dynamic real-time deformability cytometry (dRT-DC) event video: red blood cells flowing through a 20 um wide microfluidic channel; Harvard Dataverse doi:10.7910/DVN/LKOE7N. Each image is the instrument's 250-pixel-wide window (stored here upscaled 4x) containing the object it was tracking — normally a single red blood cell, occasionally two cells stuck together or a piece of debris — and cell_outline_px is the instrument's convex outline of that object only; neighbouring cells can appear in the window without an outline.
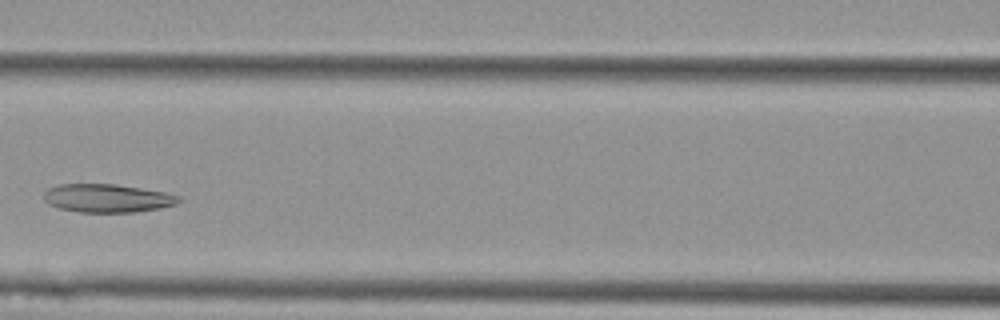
{"species": "Egyptian fruit bat (a non-hibernating species)", "species_latin": "Rousettus aegyptiacus", "temperature_condition": "cold", "stored_images_in_passage": 6, "camera_frame_rate_fps": 3000, "um_per_image_px": 0.085, "animal": {"sex": "female"}, "frame": {"image": 1, "passage_image": 4, "time_ms": 1.0, "image_size_px": [1000, 320], "cell_outline_px": [[184, 200], [176, 204], [160, 208], [136, 212], [80, 212], [56, 208], [48, 204], [44, 200], [44, 192], [48, 188], [60, 184], [116, 184], [164, 192], [180, 196]], "centroid_in_image_um": [9.12, 16.85], "position_along_channel_um": 157.5, "area_um2": 22.43}}
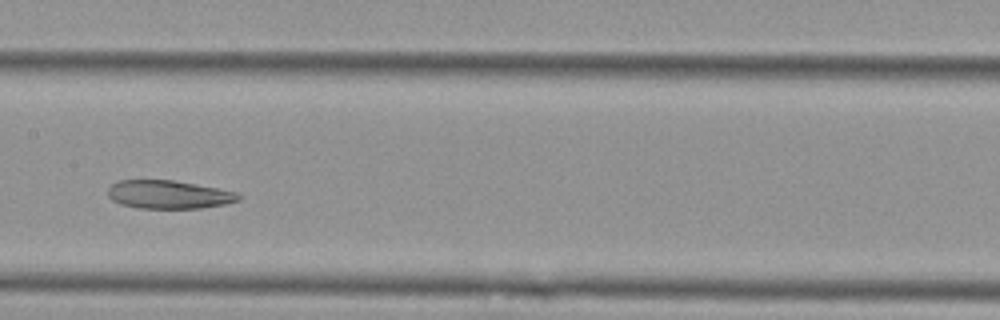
{"frame": {"image": 2, "passage_image": 5, "time_ms": 1.333, "image_size_px": [1000, 320], "cell_outline_px": [[240, 200], [224, 204], [200, 208], [140, 208], [120, 204], [112, 200], [108, 196], [108, 188], [112, 184], [120, 180], [172, 180], [216, 188], [236, 192], [240, 196]], "centroid_in_image_um": [14.3, 16.54], "position_along_channel_um": 193.1, "area_um2": 21.33}}
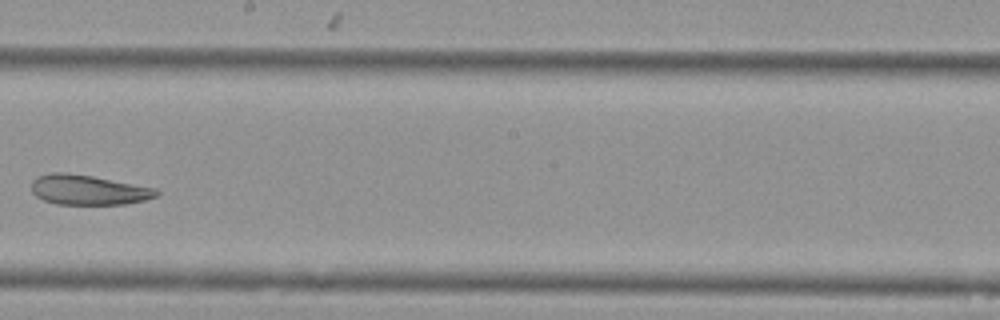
{"frame": {"image": 3, "passage_image": 6, "time_ms": 1.667, "image_size_px": [1000, 320], "cell_outline_px": [[160, 192], [156, 196], [144, 200], [124, 204], [56, 204], [44, 200], [36, 196], [32, 192], [32, 180], [36, 176], [52, 172], [68, 172], [92, 176], [156, 188]], "centroid_in_image_um": [7.47, 16.13], "position_along_channel_um": 240.7, "area_um2": 21.79}}